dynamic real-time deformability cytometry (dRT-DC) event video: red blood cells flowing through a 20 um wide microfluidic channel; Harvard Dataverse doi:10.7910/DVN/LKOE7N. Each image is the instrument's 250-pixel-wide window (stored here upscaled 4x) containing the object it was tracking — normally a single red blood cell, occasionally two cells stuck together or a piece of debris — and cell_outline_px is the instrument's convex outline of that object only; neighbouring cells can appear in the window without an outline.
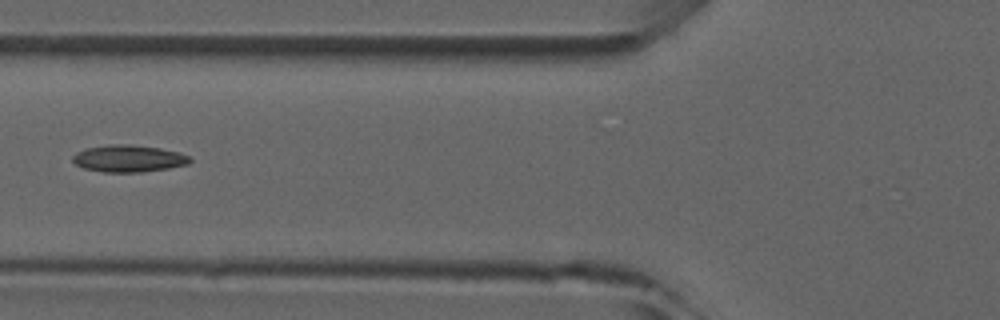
{"species": "common noctule bat (a hibernating species)", "species_latin": "Nyctalus noctula", "temperature_condition": "room temperature", "stored_images_in_passage": 5, "camera_frame_rate_fps": 3000, "um_per_image_px": 0.085, "animal": {"sex": "male", "forearm_length_mm": 52.5}, "frame": {"image": 1, "passage_image": 4, "time_ms": 4.333, "image_size_px": [1000, 320], "cell_outline_px": [[192, 160], [188, 164], [168, 168], [140, 172], [104, 172], [84, 168], [76, 164], [72, 160], [72, 156], [76, 152], [84, 148], [108, 144], [128, 144], [160, 148], [180, 152], [188, 156]], "centroid_in_image_um": [10.91, 13.46], "position_along_channel_um": 114.9, "area_um2": 18.5}}
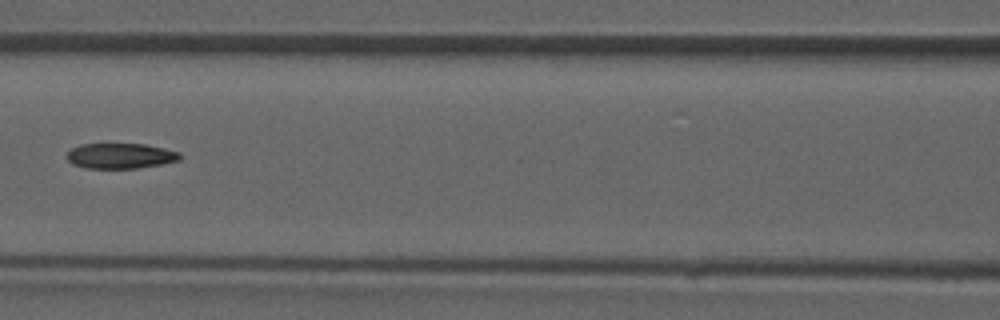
{"frame": {"image": 2, "passage_image": 5, "time_ms": 5.333, "image_size_px": [1000, 320], "cell_outline_px": [[180, 160], [160, 164], [136, 168], [84, 168], [72, 164], [68, 160], [68, 152], [72, 148], [80, 144], [144, 144], [164, 148], [180, 152]], "centroid_in_image_um": [10.23, 13.25], "position_along_channel_um": 156.4, "area_um2": 16.59}}